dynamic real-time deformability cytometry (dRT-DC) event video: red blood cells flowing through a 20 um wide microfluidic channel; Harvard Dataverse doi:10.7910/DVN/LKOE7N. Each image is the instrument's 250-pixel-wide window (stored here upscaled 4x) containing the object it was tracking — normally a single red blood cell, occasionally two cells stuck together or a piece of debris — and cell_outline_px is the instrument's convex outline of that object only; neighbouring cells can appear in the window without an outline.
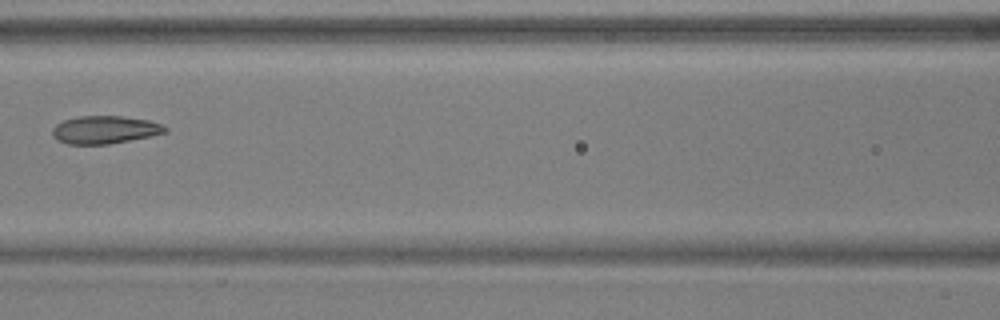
{"species": "common noctule bat (a hibernating species)", "species_latin": "Nyctalus noctula", "temperature_condition": "warm", "stored_images_in_passage": 8, "camera_frame_rate_fps": 3000, "um_per_image_px": 0.085, "animal": {"sex": "male", "body_mass_g": 17.9, "forearm_length_mm": 54.2}, "frame": {"image": 1, "passage_image": 7, "time_ms": 2.0, "image_size_px": [1000, 320], "cell_outline_px": [[168, 132], [152, 136], [108, 144], [68, 144], [56, 140], [52, 136], [52, 128], [56, 124], [64, 120], [76, 116], [120, 116], [148, 120], [160, 124], [168, 128]], "centroid_in_image_um": [8.89, 11.03], "position_along_channel_um": 157.7, "area_um2": 18.38}}
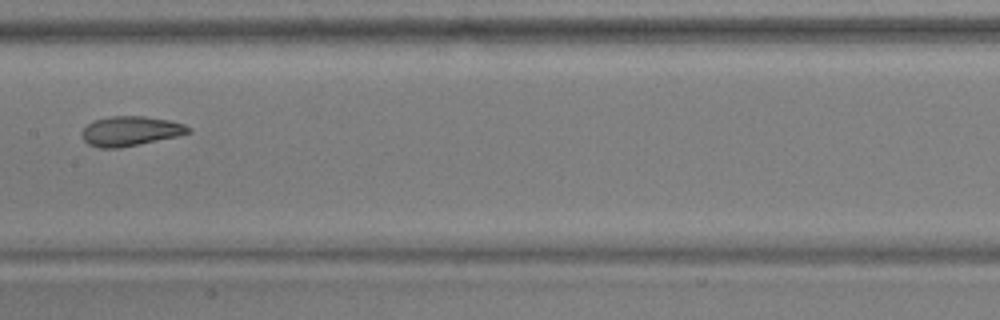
{"frame": {"image": 2, "passage_image": 8, "time_ms": 2.333, "image_size_px": [1000, 320], "cell_outline_px": [[192, 132], [176, 136], [120, 148], [100, 148], [88, 144], [80, 136], [80, 132], [92, 120], [108, 116], [144, 116], [168, 120], [184, 124], [192, 128]], "centroid_in_image_um": [11.05, 11.13], "position_along_channel_um": 196.4, "area_um2": 18.5}}